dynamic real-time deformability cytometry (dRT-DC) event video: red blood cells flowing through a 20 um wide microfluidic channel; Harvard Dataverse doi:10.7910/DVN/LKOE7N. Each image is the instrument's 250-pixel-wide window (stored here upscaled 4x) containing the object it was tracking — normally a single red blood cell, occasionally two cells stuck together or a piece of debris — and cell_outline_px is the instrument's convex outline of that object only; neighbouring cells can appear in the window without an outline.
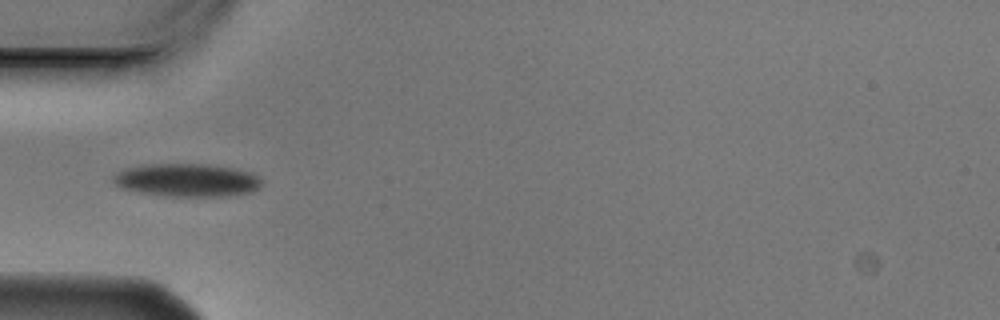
{"species": "Egyptian fruit bat (a non-hibernating species)", "species_latin": "Rousettus aegyptiacus", "temperature_condition": "cold", "stored_images_in_passage": 6, "camera_frame_rate_fps": 3000, "um_per_image_px": 0.085, "animal": {"sex": "male"}, "frame": {"image": 1, "passage_image": 4, "time_ms": 1.0, "image_size_px": [1000, 320], "cell_outline_px": [[264, 184], [260, 188], [252, 192], [228, 196], [164, 196], [140, 192], [120, 188], [112, 180], [112, 176], [116, 172], [124, 168], [140, 164], [208, 164], [232, 168], [252, 172], [260, 176], [264, 180]], "centroid_in_image_um": [15.92, 15.3], "position_along_channel_um": 69.1, "area_um2": 29.19}}
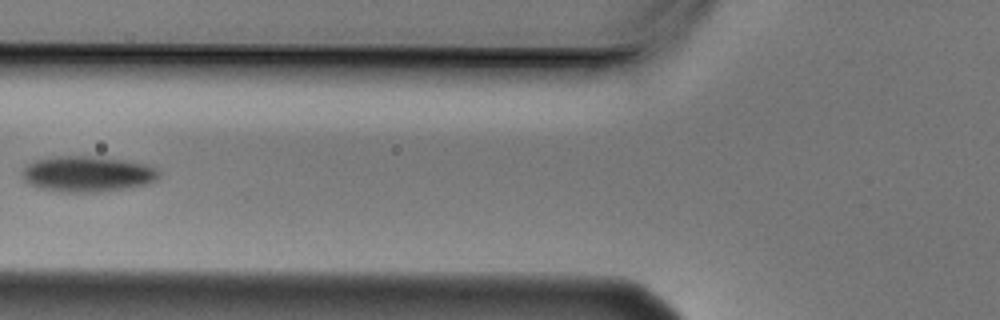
{"frame": {"image": 2, "passage_image": 5, "time_ms": 1.333, "image_size_px": [1000, 320], "cell_outline_px": [[160, 176], [156, 180], [148, 184], [128, 188], [96, 192], [60, 192], [40, 188], [28, 184], [20, 176], [20, 172], [28, 164], [36, 160], [56, 156], [96, 156], [128, 160], [148, 164], [156, 168], [160, 172]], "centroid_in_image_um": [7.45, 14.78], "position_along_channel_um": 118.4, "area_um2": 28.96}}
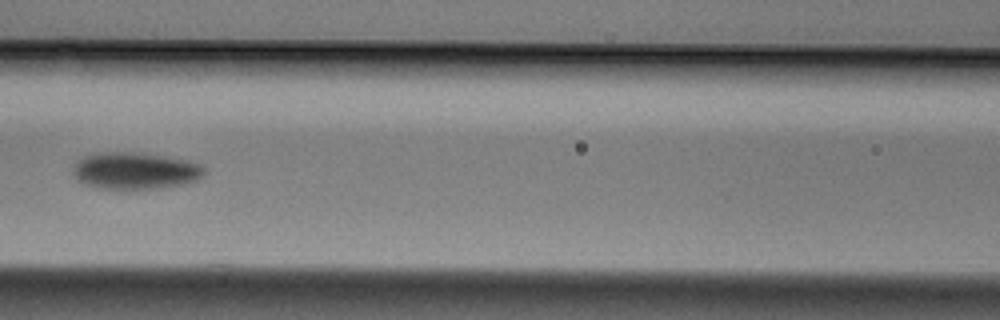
{"frame": {"image": 3, "passage_image": 6, "time_ms": 1.667, "image_size_px": [1000, 320], "cell_outline_px": [[204, 172], [196, 180], [180, 184], [160, 188], [104, 188], [88, 184], [80, 180], [72, 172], [72, 168], [76, 160], [92, 152], [144, 152], [188, 160], [200, 164], [204, 168]], "centroid_in_image_um": [11.46, 14.47], "position_along_channel_um": 155.1, "area_um2": 28.03}}